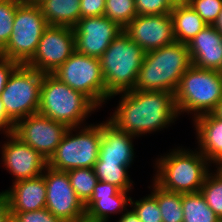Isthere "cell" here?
<instances>
[{
    "label": "cell",
    "instance_id": "1",
    "mask_svg": "<svg viewBox=\"0 0 222 222\" xmlns=\"http://www.w3.org/2000/svg\"><path fill=\"white\" fill-rule=\"evenodd\" d=\"M119 95V104L108 120L132 136L168 128L179 116L172 92L131 90Z\"/></svg>",
    "mask_w": 222,
    "mask_h": 222
},
{
    "label": "cell",
    "instance_id": "2",
    "mask_svg": "<svg viewBox=\"0 0 222 222\" xmlns=\"http://www.w3.org/2000/svg\"><path fill=\"white\" fill-rule=\"evenodd\" d=\"M191 65L187 44L177 41L145 52L133 90L175 94L181 77Z\"/></svg>",
    "mask_w": 222,
    "mask_h": 222
},
{
    "label": "cell",
    "instance_id": "3",
    "mask_svg": "<svg viewBox=\"0 0 222 222\" xmlns=\"http://www.w3.org/2000/svg\"><path fill=\"white\" fill-rule=\"evenodd\" d=\"M157 158L153 181L162 189L177 193L199 192L211 163L199 150L177 147Z\"/></svg>",
    "mask_w": 222,
    "mask_h": 222
},
{
    "label": "cell",
    "instance_id": "4",
    "mask_svg": "<svg viewBox=\"0 0 222 222\" xmlns=\"http://www.w3.org/2000/svg\"><path fill=\"white\" fill-rule=\"evenodd\" d=\"M145 51L122 31L99 58L105 82V103L134 89Z\"/></svg>",
    "mask_w": 222,
    "mask_h": 222
},
{
    "label": "cell",
    "instance_id": "5",
    "mask_svg": "<svg viewBox=\"0 0 222 222\" xmlns=\"http://www.w3.org/2000/svg\"><path fill=\"white\" fill-rule=\"evenodd\" d=\"M96 109L98 107L83 93L73 90L53 74H44L40 88L39 114L70 128L83 126Z\"/></svg>",
    "mask_w": 222,
    "mask_h": 222
},
{
    "label": "cell",
    "instance_id": "6",
    "mask_svg": "<svg viewBox=\"0 0 222 222\" xmlns=\"http://www.w3.org/2000/svg\"><path fill=\"white\" fill-rule=\"evenodd\" d=\"M174 96L178 115L192 113L195 119L213 113L222 99V72L191 65L181 77Z\"/></svg>",
    "mask_w": 222,
    "mask_h": 222
},
{
    "label": "cell",
    "instance_id": "7",
    "mask_svg": "<svg viewBox=\"0 0 222 222\" xmlns=\"http://www.w3.org/2000/svg\"><path fill=\"white\" fill-rule=\"evenodd\" d=\"M73 131L78 133L74 134ZM101 137L102 122L96 125L87 126L86 123L84 127L68 128L54 154L48 160V166L60 171L94 168L99 156Z\"/></svg>",
    "mask_w": 222,
    "mask_h": 222
},
{
    "label": "cell",
    "instance_id": "8",
    "mask_svg": "<svg viewBox=\"0 0 222 222\" xmlns=\"http://www.w3.org/2000/svg\"><path fill=\"white\" fill-rule=\"evenodd\" d=\"M48 23L35 0H22L16 9L11 36L0 55L26 64L35 54Z\"/></svg>",
    "mask_w": 222,
    "mask_h": 222
},
{
    "label": "cell",
    "instance_id": "9",
    "mask_svg": "<svg viewBox=\"0 0 222 222\" xmlns=\"http://www.w3.org/2000/svg\"><path fill=\"white\" fill-rule=\"evenodd\" d=\"M43 76L44 73L26 64H19L12 71L0 98L14 123L38 113Z\"/></svg>",
    "mask_w": 222,
    "mask_h": 222
},
{
    "label": "cell",
    "instance_id": "10",
    "mask_svg": "<svg viewBox=\"0 0 222 222\" xmlns=\"http://www.w3.org/2000/svg\"><path fill=\"white\" fill-rule=\"evenodd\" d=\"M53 75L83 93L98 108L105 102V82L99 58L75 51Z\"/></svg>",
    "mask_w": 222,
    "mask_h": 222
},
{
    "label": "cell",
    "instance_id": "11",
    "mask_svg": "<svg viewBox=\"0 0 222 222\" xmlns=\"http://www.w3.org/2000/svg\"><path fill=\"white\" fill-rule=\"evenodd\" d=\"M75 51L73 27L49 25L26 65L44 74H53Z\"/></svg>",
    "mask_w": 222,
    "mask_h": 222
},
{
    "label": "cell",
    "instance_id": "12",
    "mask_svg": "<svg viewBox=\"0 0 222 222\" xmlns=\"http://www.w3.org/2000/svg\"><path fill=\"white\" fill-rule=\"evenodd\" d=\"M43 175L46 185L45 208L62 222L85 221V205L71 186L67 171L47 166Z\"/></svg>",
    "mask_w": 222,
    "mask_h": 222
},
{
    "label": "cell",
    "instance_id": "13",
    "mask_svg": "<svg viewBox=\"0 0 222 222\" xmlns=\"http://www.w3.org/2000/svg\"><path fill=\"white\" fill-rule=\"evenodd\" d=\"M67 129L65 124L36 113L17 121L13 134L48 161Z\"/></svg>",
    "mask_w": 222,
    "mask_h": 222
},
{
    "label": "cell",
    "instance_id": "14",
    "mask_svg": "<svg viewBox=\"0 0 222 222\" xmlns=\"http://www.w3.org/2000/svg\"><path fill=\"white\" fill-rule=\"evenodd\" d=\"M78 53L100 58L110 43L123 31L114 21L103 16L81 18L73 27Z\"/></svg>",
    "mask_w": 222,
    "mask_h": 222
},
{
    "label": "cell",
    "instance_id": "15",
    "mask_svg": "<svg viewBox=\"0 0 222 222\" xmlns=\"http://www.w3.org/2000/svg\"><path fill=\"white\" fill-rule=\"evenodd\" d=\"M8 141L2 145V164L14 181L32 179L43 175L48 161L38 151L21 141L13 133L4 135Z\"/></svg>",
    "mask_w": 222,
    "mask_h": 222
},
{
    "label": "cell",
    "instance_id": "16",
    "mask_svg": "<svg viewBox=\"0 0 222 222\" xmlns=\"http://www.w3.org/2000/svg\"><path fill=\"white\" fill-rule=\"evenodd\" d=\"M123 31L145 52L159 49L176 41L170 13L137 15Z\"/></svg>",
    "mask_w": 222,
    "mask_h": 222
},
{
    "label": "cell",
    "instance_id": "17",
    "mask_svg": "<svg viewBox=\"0 0 222 222\" xmlns=\"http://www.w3.org/2000/svg\"><path fill=\"white\" fill-rule=\"evenodd\" d=\"M128 193L115 185L98 181L92 197L85 204V221L109 222L110 214H123L130 205L131 197Z\"/></svg>",
    "mask_w": 222,
    "mask_h": 222
},
{
    "label": "cell",
    "instance_id": "18",
    "mask_svg": "<svg viewBox=\"0 0 222 222\" xmlns=\"http://www.w3.org/2000/svg\"><path fill=\"white\" fill-rule=\"evenodd\" d=\"M8 190L0 192L7 201L11 214L37 211L46 206V185L44 175L12 183Z\"/></svg>",
    "mask_w": 222,
    "mask_h": 222
},
{
    "label": "cell",
    "instance_id": "19",
    "mask_svg": "<svg viewBox=\"0 0 222 222\" xmlns=\"http://www.w3.org/2000/svg\"><path fill=\"white\" fill-rule=\"evenodd\" d=\"M194 67L222 72V35L207 25L187 44Z\"/></svg>",
    "mask_w": 222,
    "mask_h": 222
},
{
    "label": "cell",
    "instance_id": "20",
    "mask_svg": "<svg viewBox=\"0 0 222 222\" xmlns=\"http://www.w3.org/2000/svg\"><path fill=\"white\" fill-rule=\"evenodd\" d=\"M134 138L136 137L119 130L109 120L102 122V137L96 162L123 163L130 167L135 157Z\"/></svg>",
    "mask_w": 222,
    "mask_h": 222
},
{
    "label": "cell",
    "instance_id": "21",
    "mask_svg": "<svg viewBox=\"0 0 222 222\" xmlns=\"http://www.w3.org/2000/svg\"><path fill=\"white\" fill-rule=\"evenodd\" d=\"M192 120L199 145L197 149L215 166L222 160V119L207 113Z\"/></svg>",
    "mask_w": 222,
    "mask_h": 222
},
{
    "label": "cell",
    "instance_id": "22",
    "mask_svg": "<svg viewBox=\"0 0 222 222\" xmlns=\"http://www.w3.org/2000/svg\"><path fill=\"white\" fill-rule=\"evenodd\" d=\"M48 25L74 27L81 19L80 0H35Z\"/></svg>",
    "mask_w": 222,
    "mask_h": 222
},
{
    "label": "cell",
    "instance_id": "23",
    "mask_svg": "<svg viewBox=\"0 0 222 222\" xmlns=\"http://www.w3.org/2000/svg\"><path fill=\"white\" fill-rule=\"evenodd\" d=\"M175 40L188 44L207 25L189 4L174 6L171 10Z\"/></svg>",
    "mask_w": 222,
    "mask_h": 222
},
{
    "label": "cell",
    "instance_id": "24",
    "mask_svg": "<svg viewBox=\"0 0 222 222\" xmlns=\"http://www.w3.org/2000/svg\"><path fill=\"white\" fill-rule=\"evenodd\" d=\"M183 222H220V218L208 206L202 194L182 193Z\"/></svg>",
    "mask_w": 222,
    "mask_h": 222
},
{
    "label": "cell",
    "instance_id": "25",
    "mask_svg": "<svg viewBox=\"0 0 222 222\" xmlns=\"http://www.w3.org/2000/svg\"><path fill=\"white\" fill-rule=\"evenodd\" d=\"M151 194L157 199L163 222H183L182 193L162 189L152 181Z\"/></svg>",
    "mask_w": 222,
    "mask_h": 222
},
{
    "label": "cell",
    "instance_id": "26",
    "mask_svg": "<svg viewBox=\"0 0 222 222\" xmlns=\"http://www.w3.org/2000/svg\"><path fill=\"white\" fill-rule=\"evenodd\" d=\"M128 169L129 167L123 163L95 162L94 165L98 181L115 185L123 191H130L133 186V181L127 172Z\"/></svg>",
    "mask_w": 222,
    "mask_h": 222
},
{
    "label": "cell",
    "instance_id": "27",
    "mask_svg": "<svg viewBox=\"0 0 222 222\" xmlns=\"http://www.w3.org/2000/svg\"><path fill=\"white\" fill-rule=\"evenodd\" d=\"M67 173L77 197L85 205L92 197L94 187L98 182L94 168H77Z\"/></svg>",
    "mask_w": 222,
    "mask_h": 222
},
{
    "label": "cell",
    "instance_id": "28",
    "mask_svg": "<svg viewBox=\"0 0 222 222\" xmlns=\"http://www.w3.org/2000/svg\"><path fill=\"white\" fill-rule=\"evenodd\" d=\"M200 193L208 206L219 218H222V174L218 170L213 173L209 171Z\"/></svg>",
    "mask_w": 222,
    "mask_h": 222
},
{
    "label": "cell",
    "instance_id": "29",
    "mask_svg": "<svg viewBox=\"0 0 222 222\" xmlns=\"http://www.w3.org/2000/svg\"><path fill=\"white\" fill-rule=\"evenodd\" d=\"M134 0H106L104 16L124 29L137 16Z\"/></svg>",
    "mask_w": 222,
    "mask_h": 222
},
{
    "label": "cell",
    "instance_id": "30",
    "mask_svg": "<svg viewBox=\"0 0 222 222\" xmlns=\"http://www.w3.org/2000/svg\"><path fill=\"white\" fill-rule=\"evenodd\" d=\"M22 0H0V51L6 46L13 29L17 5Z\"/></svg>",
    "mask_w": 222,
    "mask_h": 222
},
{
    "label": "cell",
    "instance_id": "31",
    "mask_svg": "<svg viewBox=\"0 0 222 222\" xmlns=\"http://www.w3.org/2000/svg\"><path fill=\"white\" fill-rule=\"evenodd\" d=\"M131 208L142 222H163L157 199L149 194L139 200H130Z\"/></svg>",
    "mask_w": 222,
    "mask_h": 222
},
{
    "label": "cell",
    "instance_id": "32",
    "mask_svg": "<svg viewBox=\"0 0 222 222\" xmlns=\"http://www.w3.org/2000/svg\"><path fill=\"white\" fill-rule=\"evenodd\" d=\"M188 4L199 14L206 25H214L222 10V0H189Z\"/></svg>",
    "mask_w": 222,
    "mask_h": 222
},
{
    "label": "cell",
    "instance_id": "33",
    "mask_svg": "<svg viewBox=\"0 0 222 222\" xmlns=\"http://www.w3.org/2000/svg\"><path fill=\"white\" fill-rule=\"evenodd\" d=\"M138 15H159L171 13L172 7L166 0H134Z\"/></svg>",
    "mask_w": 222,
    "mask_h": 222
},
{
    "label": "cell",
    "instance_id": "34",
    "mask_svg": "<svg viewBox=\"0 0 222 222\" xmlns=\"http://www.w3.org/2000/svg\"><path fill=\"white\" fill-rule=\"evenodd\" d=\"M16 216L21 222H62L46 208L37 211L19 212Z\"/></svg>",
    "mask_w": 222,
    "mask_h": 222
},
{
    "label": "cell",
    "instance_id": "35",
    "mask_svg": "<svg viewBox=\"0 0 222 222\" xmlns=\"http://www.w3.org/2000/svg\"><path fill=\"white\" fill-rule=\"evenodd\" d=\"M106 0H80L81 18L104 15Z\"/></svg>",
    "mask_w": 222,
    "mask_h": 222
},
{
    "label": "cell",
    "instance_id": "36",
    "mask_svg": "<svg viewBox=\"0 0 222 222\" xmlns=\"http://www.w3.org/2000/svg\"><path fill=\"white\" fill-rule=\"evenodd\" d=\"M19 65L18 62L0 55V96L12 71Z\"/></svg>",
    "mask_w": 222,
    "mask_h": 222
},
{
    "label": "cell",
    "instance_id": "37",
    "mask_svg": "<svg viewBox=\"0 0 222 222\" xmlns=\"http://www.w3.org/2000/svg\"><path fill=\"white\" fill-rule=\"evenodd\" d=\"M15 123L7 116L4 104L0 98V131H3V134H12L14 131Z\"/></svg>",
    "mask_w": 222,
    "mask_h": 222
},
{
    "label": "cell",
    "instance_id": "38",
    "mask_svg": "<svg viewBox=\"0 0 222 222\" xmlns=\"http://www.w3.org/2000/svg\"><path fill=\"white\" fill-rule=\"evenodd\" d=\"M11 214L7 201L0 195V222H6Z\"/></svg>",
    "mask_w": 222,
    "mask_h": 222
},
{
    "label": "cell",
    "instance_id": "39",
    "mask_svg": "<svg viewBox=\"0 0 222 222\" xmlns=\"http://www.w3.org/2000/svg\"><path fill=\"white\" fill-rule=\"evenodd\" d=\"M117 222H142L133 209L126 210L125 213L121 215L119 221Z\"/></svg>",
    "mask_w": 222,
    "mask_h": 222
},
{
    "label": "cell",
    "instance_id": "40",
    "mask_svg": "<svg viewBox=\"0 0 222 222\" xmlns=\"http://www.w3.org/2000/svg\"><path fill=\"white\" fill-rule=\"evenodd\" d=\"M218 32L222 35V10L220 11L216 22L213 25Z\"/></svg>",
    "mask_w": 222,
    "mask_h": 222
},
{
    "label": "cell",
    "instance_id": "41",
    "mask_svg": "<svg viewBox=\"0 0 222 222\" xmlns=\"http://www.w3.org/2000/svg\"><path fill=\"white\" fill-rule=\"evenodd\" d=\"M171 7L188 4L189 0H166Z\"/></svg>",
    "mask_w": 222,
    "mask_h": 222
},
{
    "label": "cell",
    "instance_id": "42",
    "mask_svg": "<svg viewBox=\"0 0 222 222\" xmlns=\"http://www.w3.org/2000/svg\"><path fill=\"white\" fill-rule=\"evenodd\" d=\"M216 116H218L219 118L222 119V99L221 101L219 102L216 110L213 112Z\"/></svg>",
    "mask_w": 222,
    "mask_h": 222
},
{
    "label": "cell",
    "instance_id": "43",
    "mask_svg": "<svg viewBox=\"0 0 222 222\" xmlns=\"http://www.w3.org/2000/svg\"><path fill=\"white\" fill-rule=\"evenodd\" d=\"M6 222H21L16 215L10 214Z\"/></svg>",
    "mask_w": 222,
    "mask_h": 222
},
{
    "label": "cell",
    "instance_id": "44",
    "mask_svg": "<svg viewBox=\"0 0 222 222\" xmlns=\"http://www.w3.org/2000/svg\"><path fill=\"white\" fill-rule=\"evenodd\" d=\"M216 165L217 170L222 174V160Z\"/></svg>",
    "mask_w": 222,
    "mask_h": 222
}]
</instances>
